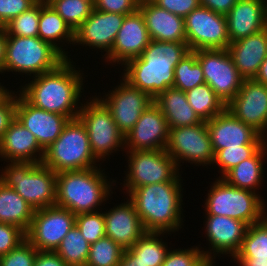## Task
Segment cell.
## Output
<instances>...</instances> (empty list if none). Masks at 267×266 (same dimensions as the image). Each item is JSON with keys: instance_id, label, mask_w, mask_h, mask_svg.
<instances>
[{"instance_id": "cell-28", "label": "cell", "mask_w": 267, "mask_h": 266, "mask_svg": "<svg viewBox=\"0 0 267 266\" xmlns=\"http://www.w3.org/2000/svg\"><path fill=\"white\" fill-rule=\"evenodd\" d=\"M267 142L250 158L227 171L221 178L229 185L258 194L264 182Z\"/></svg>"}, {"instance_id": "cell-3", "label": "cell", "mask_w": 267, "mask_h": 266, "mask_svg": "<svg viewBox=\"0 0 267 266\" xmlns=\"http://www.w3.org/2000/svg\"><path fill=\"white\" fill-rule=\"evenodd\" d=\"M183 186L182 182L144 185L131 190L126 199L133 203L147 232L176 233L184 226Z\"/></svg>"}, {"instance_id": "cell-38", "label": "cell", "mask_w": 267, "mask_h": 266, "mask_svg": "<svg viewBox=\"0 0 267 266\" xmlns=\"http://www.w3.org/2000/svg\"><path fill=\"white\" fill-rule=\"evenodd\" d=\"M124 251L111 238L105 236L90 244L85 266H118Z\"/></svg>"}, {"instance_id": "cell-53", "label": "cell", "mask_w": 267, "mask_h": 266, "mask_svg": "<svg viewBox=\"0 0 267 266\" xmlns=\"http://www.w3.org/2000/svg\"><path fill=\"white\" fill-rule=\"evenodd\" d=\"M240 266H267V260L233 259Z\"/></svg>"}, {"instance_id": "cell-11", "label": "cell", "mask_w": 267, "mask_h": 266, "mask_svg": "<svg viewBox=\"0 0 267 266\" xmlns=\"http://www.w3.org/2000/svg\"><path fill=\"white\" fill-rule=\"evenodd\" d=\"M166 152L180 166L185 163L196 166H211L214 161L210 134L206 121L194 126L169 128ZM182 163V164H181Z\"/></svg>"}, {"instance_id": "cell-8", "label": "cell", "mask_w": 267, "mask_h": 266, "mask_svg": "<svg viewBox=\"0 0 267 266\" xmlns=\"http://www.w3.org/2000/svg\"><path fill=\"white\" fill-rule=\"evenodd\" d=\"M65 60L56 48L40 37L7 36L3 73L35 77L55 70Z\"/></svg>"}, {"instance_id": "cell-46", "label": "cell", "mask_w": 267, "mask_h": 266, "mask_svg": "<svg viewBox=\"0 0 267 266\" xmlns=\"http://www.w3.org/2000/svg\"><path fill=\"white\" fill-rule=\"evenodd\" d=\"M93 2L96 10L129 15L139 9L140 0H93Z\"/></svg>"}, {"instance_id": "cell-27", "label": "cell", "mask_w": 267, "mask_h": 266, "mask_svg": "<svg viewBox=\"0 0 267 266\" xmlns=\"http://www.w3.org/2000/svg\"><path fill=\"white\" fill-rule=\"evenodd\" d=\"M239 74L253 79L267 57V27L248 37L236 40L227 48Z\"/></svg>"}, {"instance_id": "cell-43", "label": "cell", "mask_w": 267, "mask_h": 266, "mask_svg": "<svg viewBox=\"0 0 267 266\" xmlns=\"http://www.w3.org/2000/svg\"><path fill=\"white\" fill-rule=\"evenodd\" d=\"M38 250L26 239L17 248L0 256V266H34Z\"/></svg>"}, {"instance_id": "cell-4", "label": "cell", "mask_w": 267, "mask_h": 266, "mask_svg": "<svg viewBox=\"0 0 267 266\" xmlns=\"http://www.w3.org/2000/svg\"><path fill=\"white\" fill-rule=\"evenodd\" d=\"M99 166L83 170L63 171L56 177V206L75 215L96 212L109 200L117 179H109Z\"/></svg>"}, {"instance_id": "cell-12", "label": "cell", "mask_w": 267, "mask_h": 266, "mask_svg": "<svg viewBox=\"0 0 267 266\" xmlns=\"http://www.w3.org/2000/svg\"><path fill=\"white\" fill-rule=\"evenodd\" d=\"M193 52L202 67L205 83L227 105L237 95L244 80L228 50L199 49Z\"/></svg>"}, {"instance_id": "cell-22", "label": "cell", "mask_w": 267, "mask_h": 266, "mask_svg": "<svg viewBox=\"0 0 267 266\" xmlns=\"http://www.w3.org/2000/svg\"><path fill=\"white\" fill-rule=\"evenodd\" d=\"M16 118L32 132L44 150L60 136L69 121L66 116L34 107L18 93V90L16 92Z\"/></svg>"}, {"instance_id": "cell-36", "label": "cell", "mask_w": 267, "mask_h": 266, "mask_svg": "<svg viewBox=\"0 0 267 266\" xmlns=\"http://www.w3.org/2000/svg\"><path fill=\"white\" fill-rule=\"evenodd\" d=\"M204 83L202 67L196 59V54L190 51L175 66L173 87L186 92Z\"/></svg>"}, {"instance_id": "cell-35", "label": "cell", "mask_w": 267, "mask_h": 266, "mask_svg": "<svg viewBox=\"0 0 267 266\" xmlns=\"http://www.w3.org/2000/svg\"><path fill=\"white\" fill-rule=\"evenodd\" d=\"M90 243L74 225L61 241L55 252L68 266H85L89 255Z\"/></svg>"}, {"instance_id": "cell-50", "label": "cell", "mask_w": 267, "mask_h": 266, "mask_svg": "<svg viewBox=\"0 0 267 266\" xmlns=\"http://www.w3.org/2000/svg\"><path fill=\"white\" fill-rule=\"evenodd\" d=\"M237 0H200V5L216 13L226 15Z\"/></svg>"}, {"instance_id": "cell-45", "label": "cell", "mask_w": 267, "mask_h": 266, "mask_svg": "<svg viewBox=\"0 0 267 266\" xmlns=\"http://www.w3.org/2000/svg\"><path fill=\"white\" fill-rule=\"evenodd\" d=\"M37 0H0V24L3 27L11 19L34 6Z\"/></svg>"}, {"instance_id": "cell-48", "label": "cell", "mask_w": 267, "mask_h": 266, "mask_svg": "<svg viewBox=\"0 0 267 266\" xmlns=\"http://www.w3.org/2000/svg\"><path fill=\"white\" fill-rule=\"evenodd\" d=\"M162 9L185 18L192 10L200 6V0H151Z\"/></svg>"}, {"instance_id": "cell-5", "label": "cell", "mask_w": 267, "mask_h": 266, "mask_svg": "<svg viewBox=\"0 0 267 266\" xmlns=\"http://www.w3.org/2000/svg\"><path fill=\"white\" fill-rule=\"evenodd\" d=\"M56 177L48 166L34 162H7L0 172V181L35 210L56 205Z\"/></svg>"}, {"instance_id": "cell-14", "label": "cell", "mask_w": 267, "mask_h": 266, "mask_svg": "<svg viewBox=\"0 0 267 266\" xmlns=\"http://www.w3.org/2000/svg\"><path fill=\"white\" fill-rule=\"evenodd\" d=\"M76 215L58 206L34 211L26 239L38 251H55L69 230L75 225Z\"/></svg>"}, {"instance_id": "cell-37", "label": "cell", "mask_w": 267, "mask_h": 266, "mask_svg": "<svg viewBox=\"0 0 267 266\" xmlns=\"http://www.w3.org/2000/svg\"><path fill=\"white\" fill-rule=\"evenodd\" d=\"M75 31L94 9L93 0H46Z\"/></svg>"}, {"instance_id": "cell-2", "label": "cell", "mask_w": 267, "mask_h": 266, "mask_svg": "<svg viewBox=\"0 0 267 266\" xmlns=\"http://www.w3.org/2000/svg\"><path fill=\"white\" fill-rule=\"evenodd\" d=\"M190 52L186 42L151 40L139 57L122 67V78L155 99L174 85L175 66Z\"/></svg>"}, {"instance_id": "cell-40", "label": "cell", "mask_w": 267, "mask_h": 266, "mask_svg": "<svg viewBox=\"0 0 267 266\" xmlns=\"http://www.w3.org/2000/svg\"><path fill=\"white\" fill-rule=\"evenodd\" d=\"M263 145L264 144H246L238 147H226L218 150L214 154V161L212 165L215 164L213 166H219L218 173L221 175L219 178H221L234 166L252 157Z\"/></svg>"}, {"instance_id": "cell-39", "label": "cell", "mask_w": 267, "mask_h": 266, "mask_svg": "<svg viewBox=\"0 0 267 266\" xmlns=\"http://www.w3.org/2000/svg\"><path fill=\"white\" fill-rule=\"evenodd\" d=\"M41 1H38L29 10L11 19L3 27L6 36L38 37V24Z\"/></svg>"}, {"instance_id": "cell-52", "label": "cell", "mask_w": 267, "mask_h": 266, "mask_svg": "<svg viewBox=\"0 0 267 266\" xmlns=\"http://www.w3.org/2000/svg\"><path fill=\"white\" fill-rule=\"evenodd\" d=\"M7 36L4 27L0 29V74L3 73V67L5 62V50H6Z\"/></svg>"}, {"instance_id": "cell-30", "label": "cell", "mask_w": 267, "mask_h": 266, "mask_svg": "<svg viewBox=\"0 0 267 266\" xmlns=\"http://www.w3.org/2000/svg\"><path fill=\"white\" fill-rule=\"evenodd\" d=\"M38 37H40L43 41L50 43L66 59H71L69 57L71 55H68L69 52L65 51L67 49L62 47L65 42L68 46L69 44L70 47L71 44L73 46L74 31L46 0H41Z\"/></svg>"}, {"instance_id": "cell-29", "label": "cell", "mask_w": 267, "mask_h": 266, "mask_svg": "<svg viewBox=\"0 0 267 266\" xmlns=\"http://www.w3.org/2000/svg\"><path fill=\"white\" fill-rule=\"evenodd\" d=\"M153 102L165 116L169 128L194 126L202 122L182 90L170 87L159 94Z\"/></svg>"}, {"instance_id": "cell-31", "label": "cell", "mask_w": 267, "mask_h": 266, "mask_svg": "<svg viewBox=\"0 0 267 266\" xmlns=\"http://www.w3.org/2000/svg\"><path fill=\"white\" fill-rule=\"evenodd\" d=\"M35 209L14 189L0 181V223L18 226L28 231Z\"/></svg>"}, {"instance_id": "cell-6", "label": "cell", "mask_w": 267, "mask_h": 266, "mask_svg": "<svg viewBox=\"0 0 267 266\" xmlns=\"http://www.w3.org/2000/svg\"><path fill=\"white\" fill-rule=\"evenodd\" d=\"M87 129L79 117L70 119L60 136L45 149L42 163L56 173L95 168Z\"/></svg>"}, {"instance_id": "cell-26", "label": "cell", "mask_w": 267, "mask_h": 266, "mask_svg": "<svg viewBox=\"0 0 267 266\" xmlns=\"http://www.w3.org/2000/svg\"><path fill=\"white\" fill-rule=\"evenodd\" d=\"M139 10L151 40L186 42L184 18L158 7L151 0H140Z\"/></svg>"}, {"instance_id": "cell-47", "label": "cell", "mask_w": 267, "mask_h": 266, "mask_svg": "<svg viewBox=\"0 0 267 266\" xmlns=\"http://www.w3.org/2000/svg\"><path fill=\"white\" fill-rule=\"evenodd\" d=\"M16 118V93L9 90L0 99V139L9 127L10 123Z\"/></svg>"}, {"instance_id": "cell-19", "label": "cell", "mask_w": 267, "mask_h": 266, "mask_svg": "<svg viewBox=\"0 0 267 266\" xmlns=\"http://www.w3.org/2000/svg\"><path fill=\"white\" fill-rule=\"evenodd\" d=\"M150 41L144 16L138 9L125 15L111 51L102 58L107 64L123 66L127 61L139 57Z\"/></svg>"}, {"instance_id": "cell-1", "label": "cell", "mask_w": 267, "mask_h": 266, "mask_svg": "<svg viewBox=\"0 0 267 266\" xmlns=\"http://www.w3.org/2000/svg\"><path fill=\"white\" fill-rule=\"evenodd\" d=\"M74 63L66 59L55 70L29 78L32 80L20 85L18 92L34 107L61 114L69 120L77 118L85 102L81 103L80 98L84 96L86 81L84 71Z\"/></svg>"}, {"instance_id": "cell-41", "label": "cell", "mask_w": 267, "mask_h": 266, "mask_svg": "<svg viewBox=\"0 0 267 266\" xmlns=\"http://www.w3.org/2000/svg\"><path fill=\"white\" fill-rule=\"evenodd\" d=\"M75 225L90 244L106 236L105 218L102 210L77 214Z\"/></svg>"}, {"instance_id": "cell-56", "label": "cell", "mask_w": 267, "mask_h": 266, "mask_svg": "<svg viewBox=\"0 0 267 266\" xmlns=\"http://www.w3.org/2000/svg\"><path fill=\"white\" fill-rule=\"evenodd\" d=\"M204 266H216V263L208 261Z\"/></svg>"}, {"instance_id": "cell-49", "label": "cell", "mask_w": 267, "mask_h": 266, "mask_svg": "<svg viewBox=\"0 0 267 266\" xmlns=\"http://www.w3.org/2000/svg\"><path fill=\"white\" fill-rule=\"evenodd\" d=\"M34 266H68L55 251H38Z\"/></svg>"}, {"instance_id": "cell-54", "label": "cell", "mask_w": 267, "mask_h": 266, "mask_svg": "<svg viewBox=\"0 0 267 266\" xmlns=\"http://www.w3.org/2000/svg\"><path fill=\"white\" fill-rule=\"evenodd\" d=\"M254 79L267 86V57L260 65V69Z\"/></svg>"}, {"instance_id": "cell-44", "label": "cell", "mask_w": 267, "mask_h": 266, "mask_svg": "<svg viewBox=\"0 0 267 266\" xmlns=\"http://www.w3.org/2000/svg\"><path fill=\"white\" fill-rule=\"evenodd\" d=\"M26 240V232L18 226L0 223V256L17 248Z\"/></svg>"}, {"instance_id": "cell-42", "label": "cell", "mask_w": 267, "mask_h": 266, "mask_svg": "<svg viewBox=\"0 0 267 266\" xmlns=\"http://www.w3.org/2000/svg\"><path fill=\"white\" fill-rule=\"evenodd\" d=\"M203 247L191 246L187 249H171L161 266H204L208 260L204 256Z\"/></svg>"}, {"instance_id": "cell-24", "label": "cell", "mask_w": 267, "mask_h": 266, "mask_svg": "<svg viewBox=\"0 0 267 266\" xmlns=\"http://www.w3.org/2000/svg\"><path fill=\"white\" fill-rule=\"evenodd\" d=\"M45 150L36 137L15 118L0 139V161L42 163Z\"/></svg>"}, {"instance_id": "cell-55", "label": "cell", "mask_w": 267, "mask_h": 266, "mask_svg": "<svg viewBox=\"0 0 267 266\" xmlns=\"http://www.w3.org/2000/svg\"><path fill=\"white\" fill-rule=\"evenodd\" d=\"M2 82H0V99L10 90L7 89L6 86L4 87L3 84L1 85Z\"/></svg>"}, {"instance_id": "cell-21", "label": "cell", "mask_w": 267, "mask_h": 266, "mask_svg": "<svg viewBox=\"0 0 267 266\" xmlns=\"http://www.w3.org/2000/svg\"><path fill=\"white\" fill-rule=\"evenodd\" d=\"M214 154L223 148L265 144L267 139L253 127L237 119L228 109L206 121Z\"/></svg>"}, {"instance_id": "cell-16", "label": "cell", "mask_w": 267, "mask_h": 266, "mask_svg": "<svg viewBox=\"0 0 267 266\" xmlns=\"http://www.w3.org/2000/svg\"><path fill=\"white\" fill-rule=\"evenodd\" d=\"M204 219V234L210 246L209 250L202 249L206 259L216 263L214 259L217 256L225 255L232 260L241 248L248 225L221 215H206Z\"/></svg>"}, {"instance_id": "cell-17", "label": "cell", "mask_w": 267, "mask_h": 266, "mask_svg": "<svg viewBox=\"0 0 267 266\" xmlns=\"http://www.w3.org/2000/svg\"><path fill=\"white\" fill-rule=\"evenodd\" d=\"M237 119L253 127L267 139V86L244 79L237 95L226 105Z\"/></svg>"}, {"instance_id": "cell-34", "label": "cell", "mask_w": 267, "mask_h": 266, "mask_svg": "<svg viewBox=\"0 0 267 266\" xmlns=\"http://www.w3.org/2000/svg\"><path fill=\"white\" fill-rule=\"evenodd\" d=\"M233 259L267 260V216L248 226L241 248Z\"/></svg>"}, {"instance_id": "cell-20", "label": "cell", "mask_w": 267, "mask_h": 266, "mask_svg": "<svg viewBox=\"0 0 267 266\" xmlns=\"http://www.w3.org/2000/svg\"><path fill=\"white\" fill-rule=\"evenodd\" d=\"M168 134L167 120L153 102L125 135V151L165 150Z\"/></svg>"}, {"instance_id": "cell-23", "label": "cell", "mask_w": 267, "mask_h": 266, "mask_svg": "<svg viewBox=\"0 0 267 266\" xmlns=\"http://www.w3.org/2000/svg\"><path fill=\"white\" fill-rule=\"evenodd\" d=\"M103 213L105 235L124 250L131 248L147 232L129 199Z\"/></svg>"}, {"instance_id": "cell-33", "label": "cell", "mask_w": 267, "mask_h": 266, "mask_svg": "<svg viewBox=\"0 0 267 266\" xmlns=\"http://www.w3.org/2000/svg\"><path fill=\"white\" fill-rule=\"evenodd\" d=\"M189 105L202 121H208L226 109V104L207 84H201L185 92Z\"/></svg>"}, {"instance_id": "cell-10", "label": "cell", "mask_w": 267, "mask_h": 266, "mask_svg": "<svg viewBox=\"0 0 267 266\" xmlns=\"http://www.w3.org/2000/svg\"><path fill=\"white\" fill-rule=\"evenodd\" d=\"M128 168L124 173L123 190L154 183L182 182L178 165L166 150L125 151Z\"/></svg>"}, {"instance_id": "cell-7", "label": "cell", "mask_w": 267, "mask_h": 266, "mask_svg": "<svg viewBox=\"0 0 267 266\" xmlns=\"http://www.w3.org/2000/svg\"><path fill=\"white\" fill-rule=\"evenodd\" d=\"M210 187L204 204L205 215L238 219L248 226L267 216V204L260 194L233 187L219 177Z\"/></svg>"}, {"instance_id": "cell-51", "label": "cell", "mask_w": 267, "mask_h": 266, "mask_svg": "<svg viewBox=\"0 0 267 266\" xmlns=\"http://www.w3.org/2000/svg\"><path fill=\"white\" fill-rule=\"evenodd\" d=\"M118 266H147L144 262L139 260L129 249H126L123 253L122 259Z\"/></svg>"}, {"instance_id": "cell-18", "label": "cell", "mask_w": 267, "mask_h": 266, "mask_svg": "<svg viewBox=\"0 0 267 266\" xmlns=\"http://www.w3.org/2000/svg\"><path fill=\"white\" fill-rule=\"evenodd\" d=\"M125 15L102 12L93 9L90 16L74 31L75 45L88 46L99 52H106V56L112 49L117 33L121 28Z\"/></svg>"}, {"instance_id": "cell-32", "label": "cell", "mask_w": 267, "mask_h": 266, "mask_svg": "<svg viewBox=\"0 0 267 266\" xmlns=\"http://www.w3.org/2000/svg\"><path fill=\"white\" fill-rule=\"evenodd\" d=\"M166 234L171 233L146 232L129 250L147 266H161L171 249L162 238Z\"/></svg>"}, {"instance_id": "cell-25", "label": "cell", "mask_w": 267, "mask_h": 266, "mask_svg": "<svg viewBox=\"0 0 267 266\" xmlns=\"http://www.w3.org/2000/svg\"><path fill=\"white\" fill-rule=\"evenodd\" d=\"M230 43L267 27V0H237L226 14Z\"/></svg>"}, {"instance_id": "cell-13", "label": "cell", "mask_w": 267, "mask_h": 266, "mask_svg": "<svg viewBox=\"0 0 267 266\" xmlns=\"http://www.w3.org/2000/svg\"><path fill=\"white\" fill-rule=\"evenodd\" d=\"M184 25L190 51L227 49L230 45L226 15L200 5L184 18Z\"/></svg>"}, {"instance_id": "cell-9", "label": "cell", "mask_w": 267, "mask_h": 266, "mask_svg": "<svg viewBox=\"0 0 267 266\" xmlns=\"http://www.w3.org/2000/svg\"><path fill=\"white\" fill-rule=\"evenodd\" d=\"M78 117L87 129L92 153L99 162L105 161L114 152H120L119 149L125 150V135L96 95L82 104Z\"/></svg>"}, {"instance_id": "cell-15", "label": "cell", "mask_w": 267, "mask_h": 266, "mask_svg": "<svg viewBox=\"0 0 267 266\" xmlns=\"http://www.w3.org/2000/svg\"><path fill=\"white\" fill-rule=\"evenodd\" d=\"M97 96L111 112L118 129L126 135L154 99L131 86L125 79L106 94Z\"/></svg>"}]
</instances>
